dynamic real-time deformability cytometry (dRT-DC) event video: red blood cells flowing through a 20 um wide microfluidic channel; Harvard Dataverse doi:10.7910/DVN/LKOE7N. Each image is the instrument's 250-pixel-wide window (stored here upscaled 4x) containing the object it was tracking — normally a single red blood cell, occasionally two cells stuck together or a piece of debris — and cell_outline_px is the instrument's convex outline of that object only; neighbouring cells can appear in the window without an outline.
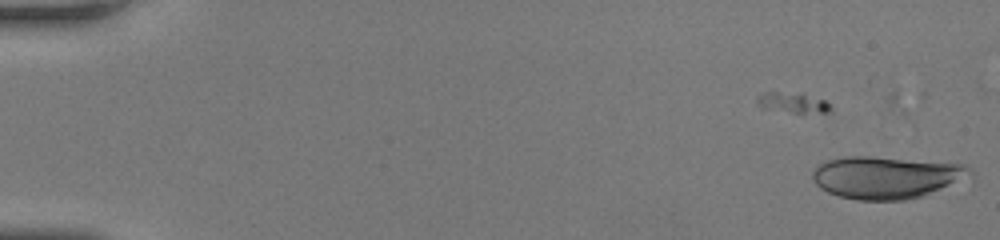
{"species": "human", "species_latin": "Homo sapiens", "temperature_condition": "room temperature", "stored_images_in_passage": 10, "camera_frame_rate_fps": 3000, "um_per_image_px": 0.085, "donor": {"sex": "female"}, "frame": {"image": 1, "passage_image": 1, "time_ms": 0.0, "image_size_px": [1000, 240], "cell_outline_px": [[972, 176], [924, 196], [908, 200], [856, 200], [840, 196], [828, 192], [820, 188], [812, 180], [812, 172], [824, 160], [844, 156], [868, 156], [964, 164], [972, 168]], "centroid_in_image_um": [75.33, 15.07], "position_along_channel_um": 9.7, "area_um2": 39.02}}